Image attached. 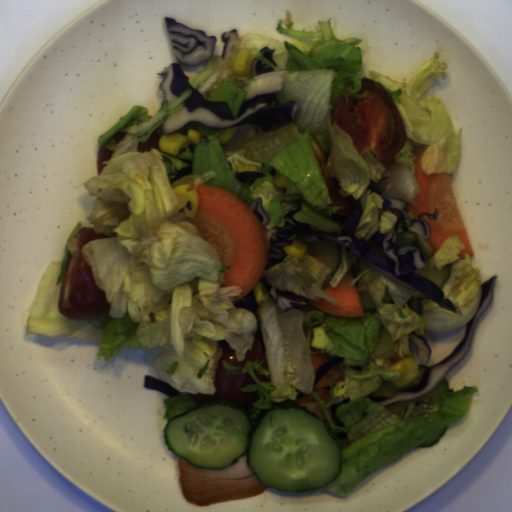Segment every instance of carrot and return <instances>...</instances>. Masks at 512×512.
Returning a JSON list of instances; mask_svg holds the SVG:
<instances>
[{"mask_svg": "<svg viewBox=\"0 0 512 512\" xmlns=\"http://www.w3.org/2000/svg\"><path fill=\"white\" fill-rule=\"evenodd\" d=\"M311 352H314L313 353H310V359H311V363L313 365V369H314V372L323 364L325 363L326 361H328L330 358H332L329 353H322L320 352L319 350H316V349H310Z\"/></svg>", "mask_w": 512, "mask_h": 512, "instance_id": "carrot-5", "label": "carrot"}, {"mask_svg": "<svg viewBox=\"0 0 512 512\" xmlns=\"http://www.w3.org/2000/svg\"><path fill=\"white\" fill-rule=\"evenodd\" d=\"M198 193L193 217L181 221L194 225L200 238L212 245L229 268L222 273L223 287H240L233 303L260 282L267 260L264 229L253 212L232 193L207 184H190Z\"/></svg>", "mask_w": 512, "mask_h": 512, "instance_id": "carrot-1", "label": "carrot"}, {"mask_svg": "<svg viewBox=\"0 0 512 512\" xmlns=\"http://www.w3.org/2000/svg\"><path fill=\"white\" fill-rule=\"evenodd\" d=\"M354 278L353 266L342 277L339 284L333 287L329 282L322 287L329 297L338 302L332 304L326 298L305 299L306 303L318 308L326 314L339 318H362L365 316L361 298L351 281Z\"/></svg>", "mask_w": 512, "mask_h": 512, "instance_id": "carrot-3", "label": "carrot"}, {"mask_svg": "<svg viewBox=\"0 0 512 512\" xmlns=\"http://www.w3.org/2000/svg\"><path fill=\"white\" fill-rule=\"evenodd\" d=\"M426 150V149H425ZM424 151L413 160L415 164L413 177L419 187V193L414 197L416 203H407L405 212L409 220L419 219L422 213L434 214L438 210V219L431 220L424 215V220L431 228V237L424 242L428 244L432 255H435L444 241L451 235H457L465 248L459 254L460 259L465 255L474 256L471 241L462 220L455 199L450 174L447 172L427 175L422 169Z\"/></svg>", "mask_w": 512, "mask_h": 512, "instance_id": "carrot-2", "label": "carrot"}, {"mask_svg": "<svg viewBox=\"0 0 512 512\" xmlns=\"http://www.w3.org/2000/svg\"><path fill=\"white\" fill-rule=\"evenodd\" d=\"M328 376H331L330 378V384L336 385L339 382H344L345 380V374L341 369L340 362L333 366L324 376L323 378L316 384L313 385V389H322V388H328Z\"/></svg>", "mask_w": 512, "mask_h": 512, "instance_id": "carrot-4", "label": "carrot"}]
</instances>
